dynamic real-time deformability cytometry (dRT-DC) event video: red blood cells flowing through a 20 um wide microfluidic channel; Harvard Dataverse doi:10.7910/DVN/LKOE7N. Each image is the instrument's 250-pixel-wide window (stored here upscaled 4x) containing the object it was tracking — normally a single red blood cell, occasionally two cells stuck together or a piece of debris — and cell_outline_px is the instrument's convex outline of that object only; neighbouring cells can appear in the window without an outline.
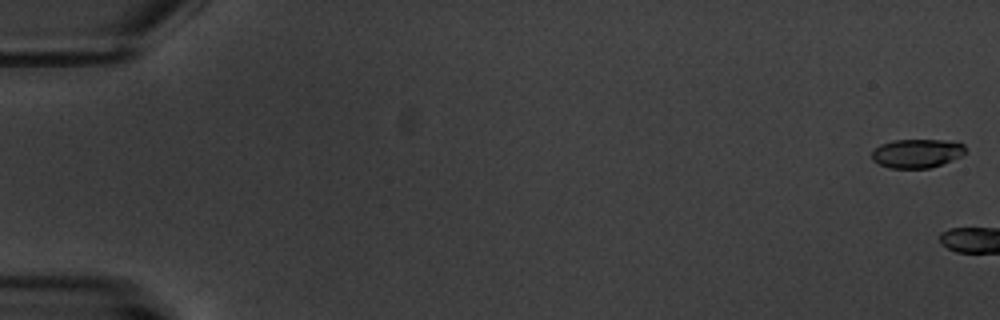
{"species": "common noctule bat (a hibernating species)", "species_latin": "Nyctalus noctula", "temperature_condition": "warm", "stored_images_in_passage": 7, "camera_frame_rate_fps": 3000, "um_per_image_px": 0.085, "animal": {"sex": "male", "body_mass_g": 20.1, "forearm_length_mm": 53.5}, "frame": {"image": 1, "passage_image": 1, "time_ms": 0.0, "image_size_px": [1000, 320], "cell_outline_px": [[968, 152], [952, 160], [928, 168], [888, 168], [872, 160], [872, 152], [880, 144], [892, 140], [944, 140], [964, 144]], "centroid_in_image_um": [77.94, 13.03], "position_along_channel_um": 7.1, "area_um2": 15.72}}
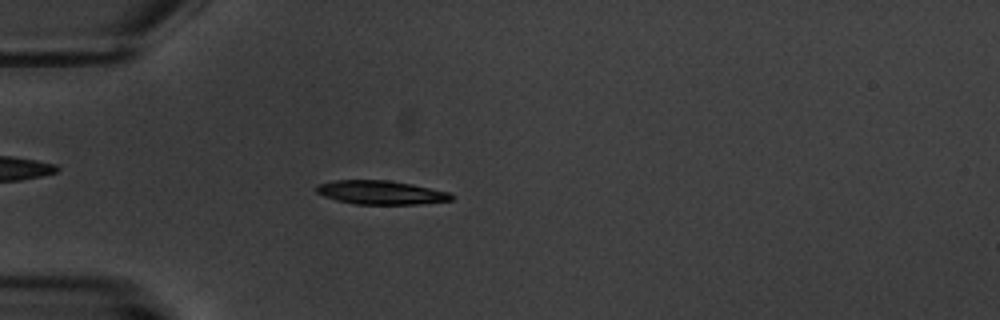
{"frame": {"image": 2, "passage_image": 7, "time_ms": 7.0, "image_size_px": [1000, 320], "cell_outline_px": [[456, 196], [452, 200], [416, 204], [356, 204], [336, 200], [324, 196], [316, 192], [316, 184], [336, 180], [388, 180], [412, 184], [448, 192]], "centroid_in_image_um": [32.36, 16.36], "position_along_channel_um": 52.6, "area_um2": 18.67}}